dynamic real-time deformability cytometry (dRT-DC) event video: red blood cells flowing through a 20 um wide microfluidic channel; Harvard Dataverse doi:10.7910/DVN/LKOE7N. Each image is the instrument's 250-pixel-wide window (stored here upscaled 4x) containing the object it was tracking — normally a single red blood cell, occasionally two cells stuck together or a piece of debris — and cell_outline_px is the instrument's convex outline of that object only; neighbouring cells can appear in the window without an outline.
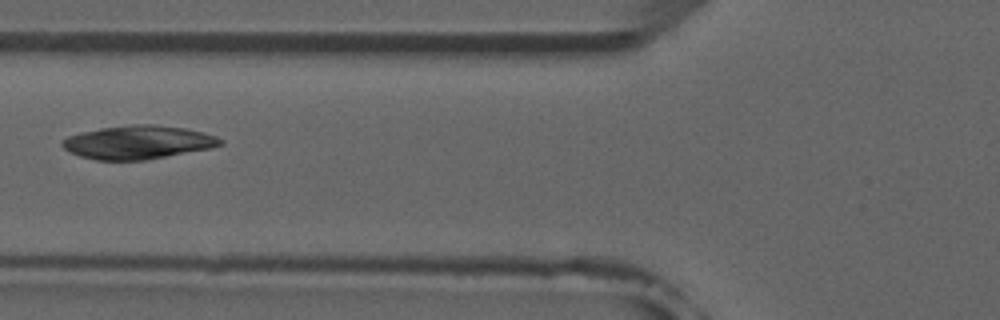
{"species": "common noctule bat (a hibernating species)", "species_latin": "Nyctalus noctula", "temperature_condition": "room temperature", "stored_images_in_passage": 6, "camera_frame_rate_fps": 3000, "um_per_image_px": 0.085, "animal": {"sex": "male", "forearm_length_mm": 52.5}, "frame": {"image": 1, "passage_image": 5, "time_ms": 4.667, "image_size_px": [1000, 320], "cell_outline_px": [[224, 144], [212, 148], [144, 160], [96, 160], [80, 156], [64, 148], [60, 144], [60, 140], [68, 136], [100, 128], [132, 124], [152, 124], [184, 128], [216, 136], [224, 140]], "centroid_in_image_um": [11.74, 12.09], "position_along_channel_um": 114.1, "area_um2": 30.69}}
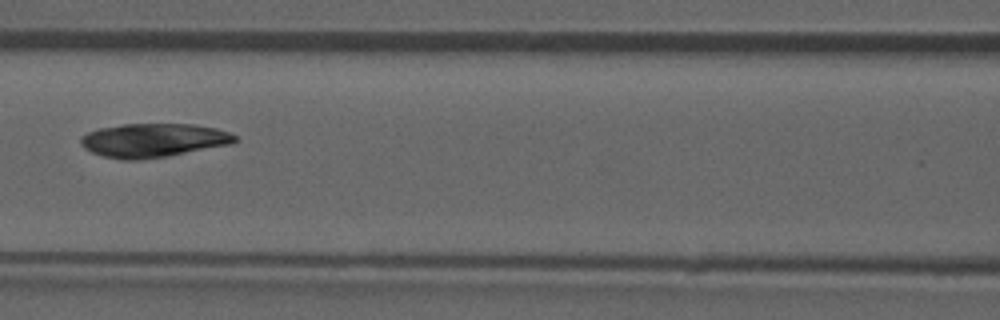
{"frame": {"image": 2, "passage_image": 6, "time_ms": 5.667, "image_size_px": [1000, 320], "cell_outline_px": [[240, 140], [232, 144], [168, 156], [136, 160], [124, 160], [104, 156], [92, 152], [84, 148], [80, 144], [80, 136], [88, 132], [100, 128], [124, 124], [192, 124], [216, 128], [228, 132], [236, 136]], "centroid_in_image_um": [13.05, 11.92], "position_along_channel_um": 153.6, "area_um2": 30.4}}